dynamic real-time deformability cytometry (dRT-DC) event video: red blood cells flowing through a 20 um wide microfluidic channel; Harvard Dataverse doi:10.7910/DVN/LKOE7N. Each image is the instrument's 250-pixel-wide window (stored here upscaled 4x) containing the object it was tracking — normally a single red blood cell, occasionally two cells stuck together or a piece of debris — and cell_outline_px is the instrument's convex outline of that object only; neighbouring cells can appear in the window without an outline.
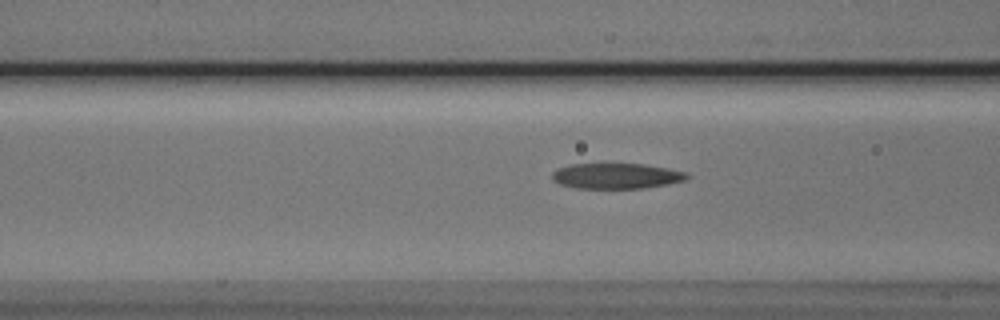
{"species": "Egyptian fruit bat (a non-hibernating species)", "species_latin": "Rousettus aegyptiacus", "temperature_condition": "cold", "stored_images_in_passage": 14, "camera_frame_rate_fps": 3000, "um_per_image_px": 0.085, "animal": {"sex": "male"}, "frame": {"image": 1, "passage_image": 12, "time_ms": 3.667, "image_size_px": [1000, 320], "cell_outline_px": [[692, 176], [684, 180], [668, 184], [644, 188], [576, 188], [560, 184], [552, 180], [552, 172], [556, 168], [572, 164], [644, 164], [668, 168], [688, 172]], "centroid_in_image_um": [52.41, 14.95], "position_along_channel_um": 114.2, "area_um2": 20.17}}